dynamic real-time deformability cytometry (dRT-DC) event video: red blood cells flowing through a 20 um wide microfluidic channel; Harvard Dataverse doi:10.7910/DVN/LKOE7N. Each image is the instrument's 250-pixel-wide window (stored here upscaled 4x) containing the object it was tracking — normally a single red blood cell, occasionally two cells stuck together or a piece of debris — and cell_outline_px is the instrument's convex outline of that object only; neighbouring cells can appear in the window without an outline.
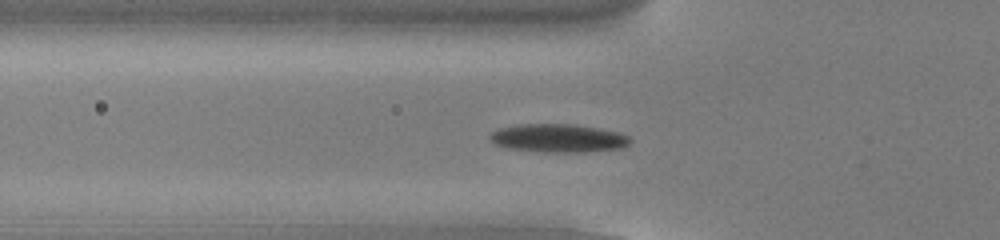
{"species": "common noctule bat (a hibernating species)", "species_latin": "Nyctalus noctula", "temperature_condition": "cold", "stored_images_in_passage": 52, "camera_frame_rate_fps": 3000, "um_per_image_px": 0.085, "animal": {"sex": "male", "body_mass_g": 13.0, "forearm_length_mm": 53.1}, "frame": {"image": 1, "passage_image": 16, "time_ms": 5.0, "image_size_px": [1000, 240], "cell_outline_px": [[632, 140], [624, 148], [584, 152], [544, 152], [508, 148], [496, 144], [488, 136], [492, 132], [500, 128], [516, 124], [576, 124], [600, 128], [620, 132], [628, 136]], "centroid_in_image_um": [47.5, 11.74], "position_along_channel_um": 78.3, "area_um2": 23.29}}
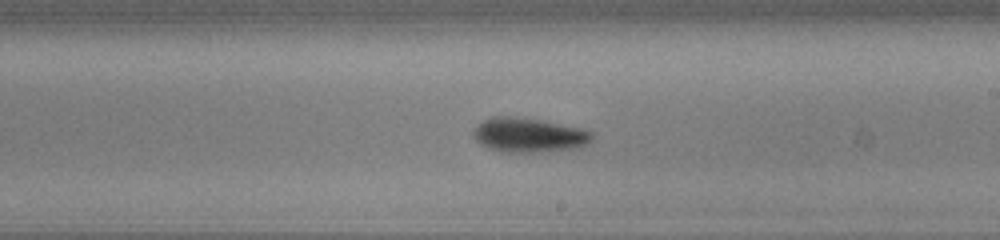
{"frame": {"image": 2, "passage_image": 29, "time_ms": 9.333, "image_size_px": [1000, 240], "cell_outline_px": [[596, 132], [592, 140], [588, 144], [580, 148], [548, 152], [500, 152], [488, 148], [480, 144], [472, 136], [472, 132], [484, 120], [492, 116], [512, 116], [540, 120], [584, 128]], "centroid_in_image_um": [45.02, 11.5], "position_along_channel_um": 244.0, "area_um2": 24.33}}
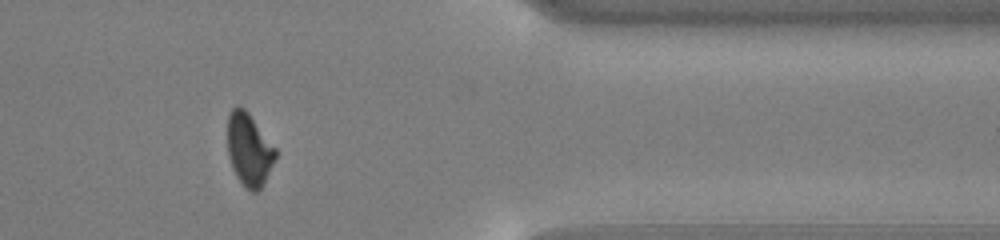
{"frame": {"image": 3, "passage_image": 42, "time_ms": 13.667, "image_size_px": [1000, 240], "cell_outline_px": [[276, 156], [264, 184], [256, 192], [252, 192], [244, 188], [236, 176], [232, 168], [228, 156], [228, 112], [232, 108], [244, 108], [248, 112], [276, 148]], "centroid_in_image_um": [21.16, 12.75], "position_along_channel_um": 390.2, "area_um2": 20.29}, "authors_computed_cell_mechanics": {"area_um2": 21.5594, "velocity_mm_per_s": 3.8221, "shape_relaxation_time_tau1_ms": 2.5969, "shape_relaxation_time_tau2_ms": 9.7909, "deformation_change_tau1": 0.1432, "deformation_change_tau2": 0.1863}}